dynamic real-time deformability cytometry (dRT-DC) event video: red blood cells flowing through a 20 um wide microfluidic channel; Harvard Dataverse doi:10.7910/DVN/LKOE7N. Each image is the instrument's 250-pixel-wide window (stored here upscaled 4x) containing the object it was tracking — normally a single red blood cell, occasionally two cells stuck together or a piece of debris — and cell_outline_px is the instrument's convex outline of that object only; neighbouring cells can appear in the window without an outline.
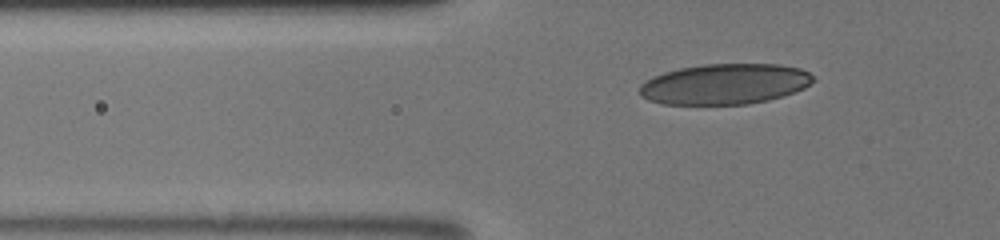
{"species": "human", "species_latin": "Homo sapiens", "temperature_condition": "room temperature", "stored_images_in_passage": 35, "camera_frame_rate_fps": 3000, "um_per_image_px": 0.085, "donor": {"sex": "male"}, "frame": {"image": 1, "passage_image": 4, "time_ms": 1.0, "image_size_px": [1000, 240], "cell_outline_px": [[812, 80], [804, 88], [784, 96], [768, 100], [748, 104], [660, 104], [648, 100], [640, 96], [640, 84], [652, 76], [664, 72], [680, 68], [704, 64], [780, 64], [800, 68], [808, 72], [812, 76]], "centroid_in_image_um": [61.57, 7.14], "position_along_channel_um": 64.2, "area_um2": 41.1}}
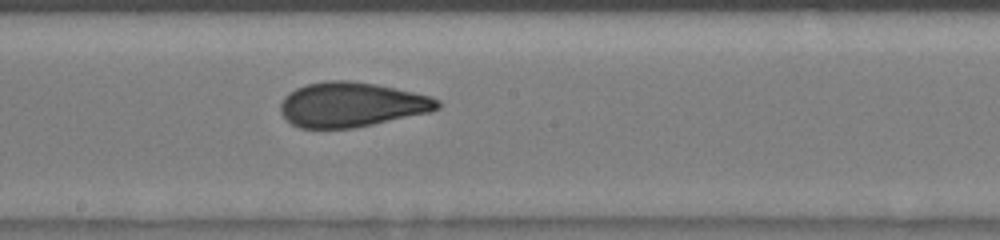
{"frame": {"image": 2, "passage_image": 16, "time_ms": 5.0, "image_size_px": [1000, 240], "cell_outline_px": [[440, 108], [432, 112], [352, 128], [300, 128], [292, 124], [280, 112], [280, 104], [284, 96], [288, 92], [296, 88], [308, 84], [324, 80], [348, 80], [376, 84], [432, 96], [440, 100]], "centroid_in_image_um": [29.89, 8.88], "position_along_channel_um": 218.3, "area_um2": 41.04}}
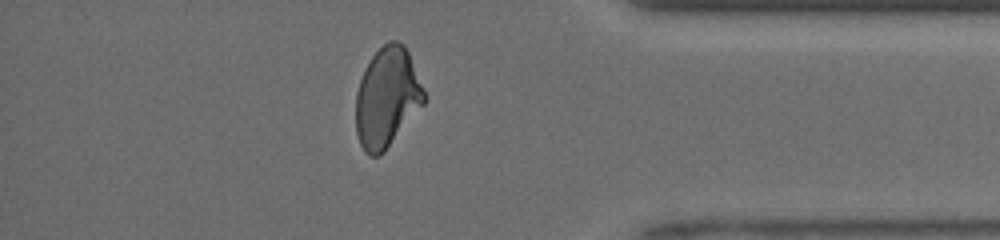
{"frame": {"image": 3, "passage_image": 30, "time_ms": 9.667, "image_size_px": [1000, 240], "cell_outline_px": [[424, 104], [384, 152], [380, 156], [368, 156], [364, 152], [360, 144], [356, 132], [356, 92], [360, 80], [372, 56], [388, 40], [396, 40], [404, 44], [408, 52], [424, 88]], "centroid_in_image_um": [32.89, 8.31], "position_along_channel_um": 402.3, "area_um2": 39.54}, "authors_computed_cell_mechanics": {"area_um2": 40.6334, "velocity_mm_per_s": 4.2667, "shape_relaxation_time_tau1_ms": 6.4445, "shape_relaxation_time_tau2_ms": 0.7835, "deformation_change_tau1": 0.1917, "deformation_change_tau2": 0.0759}}